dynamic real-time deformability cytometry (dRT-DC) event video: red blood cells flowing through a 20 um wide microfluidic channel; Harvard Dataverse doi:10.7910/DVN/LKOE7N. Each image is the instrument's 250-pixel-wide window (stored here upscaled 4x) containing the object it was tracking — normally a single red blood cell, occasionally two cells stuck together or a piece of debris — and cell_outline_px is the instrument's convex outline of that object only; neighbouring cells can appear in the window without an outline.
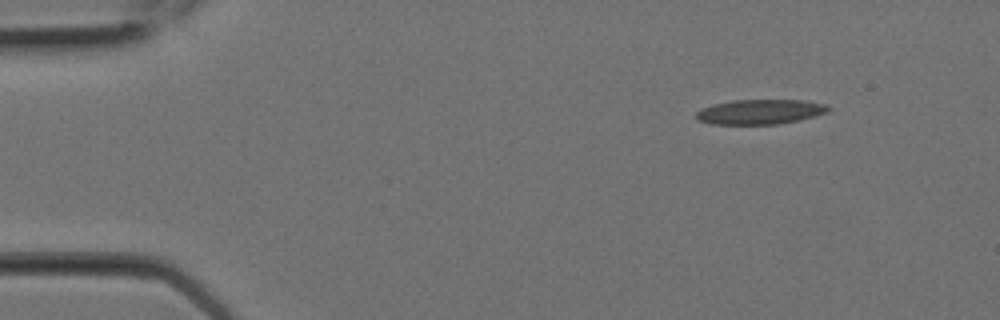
{"species": "Egyptian fruit bat (a non-hibernating species)", "species_latin": "Rousettus aegyptiacus", "temperature_condition": "room temperature", "stored_images_in_passage": 3, "camera_frame_rate_fps": 3000, "um_per_image_px": 0.085, "animal": {"sex": "female"}, "frame": {"image": 1, "passage_image": 3, "time_ms": 0.667, "image_size_px": [1000, 320], "cell_outline_px": [[832, 108], [828, 112], [816, 116], [776, 124], [712, 124], [696, 120], [696, 112], [700, 108], [712, 104], [732, 100], [804, 100], [828, 104]], "centroid_in_image_um": [64.61, 9.49], "position_along_channel_um": 20.4, "area_um2": 19.31}}